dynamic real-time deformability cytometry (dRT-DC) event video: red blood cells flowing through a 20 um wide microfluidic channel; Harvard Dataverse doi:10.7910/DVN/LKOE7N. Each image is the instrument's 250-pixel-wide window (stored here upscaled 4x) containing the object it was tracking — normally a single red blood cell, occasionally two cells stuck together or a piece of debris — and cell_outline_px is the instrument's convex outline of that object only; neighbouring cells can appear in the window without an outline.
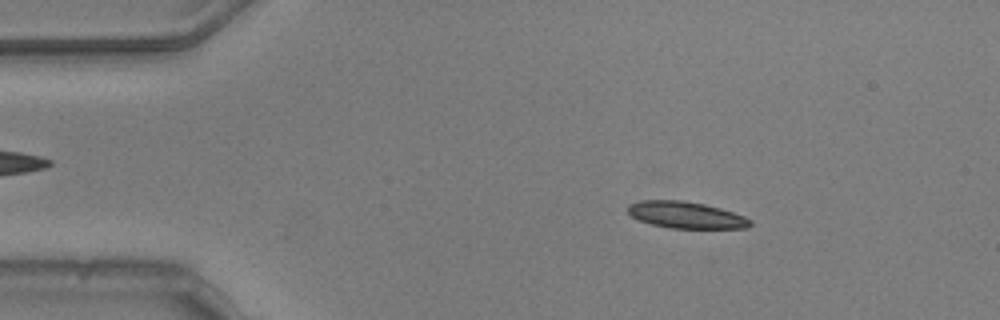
{"species": "common noctule bat (a hibernating species)", "species_latin": "Nyctalus noctula", "temperature_condition": "warm", "stored_images_in_passage": 53, "camera_frame_rate_fps": 3000, "um_per_image_px": 0.085, "animal": {"sex": "male", "body_mass_g": 20.5, "forearm_length_mm": 52.5}, "frame": {"image": 1, "passage_image": 8, "time_ms": 2.333, "image_size_px": [1000, 320], "cell_outline_px": [[752, 224], [748, 228], [668, 228], [652, 224], [640, 220], [632, 216], [628, 212], [628, 204], [640, 200], [684, 200], [704, 204], [720, 208], [744, 216], [752, 220]], "centroid_in_image_um": [58.31, 18.27], "position_along_channel_um": 26.7, "area_um2": 19.02}}
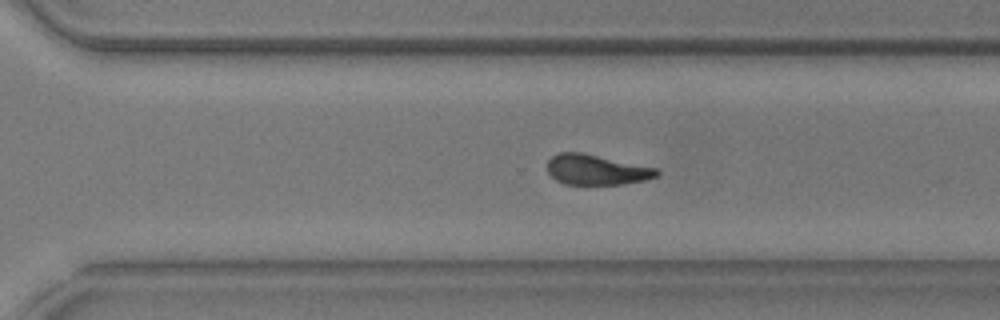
{"frame": {"image": 2, "passage_image": 36, "time_ms": 11.667, "image_size_px": [1000, 320], "cell_outline_px": [[660, 172], [656, 176], [644, 180], [624, 184], [564, 184], [556, 180], [548, 172], [548, 160], [552, 156], [560, 152], [580, 152], [656, 168]], "centroid_in_image_um": [50.67, 14.43], "position_along_channel_um": 319.9, "area_um2": 19.02}}
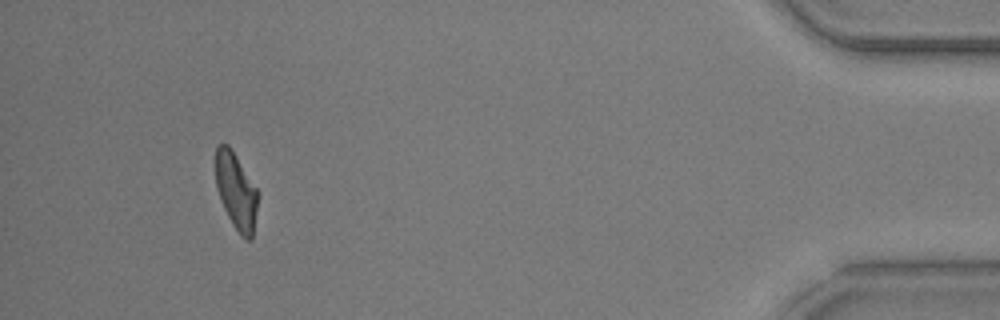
{"frame": {"image": 3, "passage_image": 49, "time_ms": 16.0, "image_size_px": [1000, 320], "cell_outline_px": [[260, 192], [252, 240], [248, 240], [240, 236], [232, 224], [224, 208], [216, 188], [216, 144], [228, 144], [232, 148]], "centroid_in_image_um": [20.1, 16.24], "position_along_channel_um": 415.1, "area_um2": 19.31}, "authors_computed_cell_mechanics": {"area_um2": 19.9988, "velocity_mm_per_s": 3.775, "shape_relaxation_time_tau1_ms": 6.5146, "shape_relaxation_time_tau2_ms": 2.855, "deformation_change_tau1": 0.1993, "deformation_change_tau2": 0.1108}}